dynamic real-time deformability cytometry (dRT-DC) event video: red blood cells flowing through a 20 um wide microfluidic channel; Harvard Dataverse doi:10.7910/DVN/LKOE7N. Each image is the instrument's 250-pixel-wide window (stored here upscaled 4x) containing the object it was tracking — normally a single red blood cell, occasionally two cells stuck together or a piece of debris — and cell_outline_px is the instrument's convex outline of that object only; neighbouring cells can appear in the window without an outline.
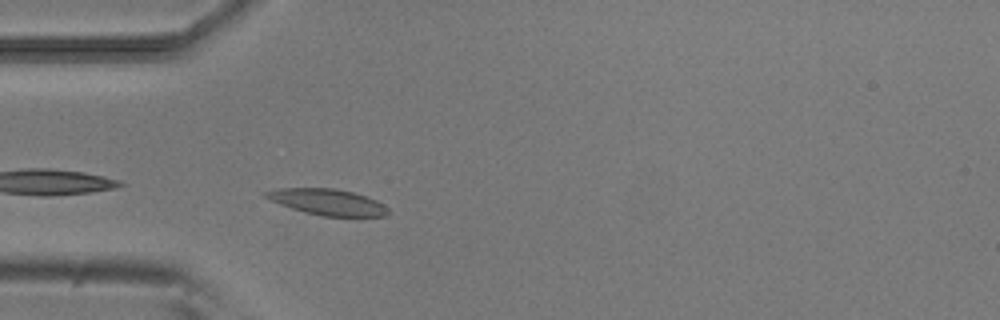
{"species": "common noctule bat (a hibernating species)", "species_latin": "Nyctalus noctula", "temperature_condition": "room temperature", "stored_images_in_passage": 39, "camera_frame_rate_fps": 3000, "um_per_image_px": 0.085, "animal": {"sex": "male", "body_mass_g": 20.5, "forearm_length_mm": 52.5}, "frame": {"image": 1, "passage_image": 2, "time_ms": 0.333, "image_size_px": [1000, 320], "cell_outline_px": [[388, 216], [320, 216], [304, 212], [292, 208], [272, 200], [264, 196], [264, 192], [280, 188], [332, 188], [352, 192], [376, 200], [384, 204], [388, 208]], "centroid_in_image_um": [27.87, 17.17], "position_along_channel_um": 57.1, "area_um2": 18.32}}
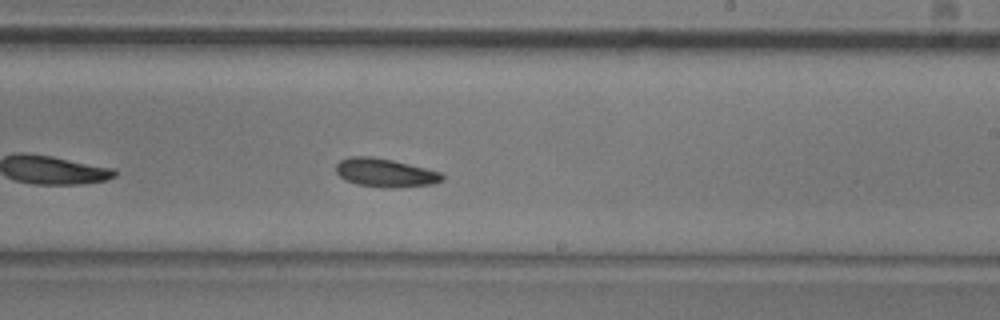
{"frame": {"image": 2, "passage_image": 18, "time_ms": 5.667, "image_size_px": [1000, 320], "cell_outline_px": [[444, 180], [432, 184], [396, 188], [384, 188], [356, 184], [344, 180], [336, 172], [336, 164], [340, 160], [348, 156], [372, 156], [392, 160], [440, 172], [444, 176]], "centroid_in_image_um": [32.71, 14.69], "position_along_channel_um": 256.3, "area_um2": 17.74}}
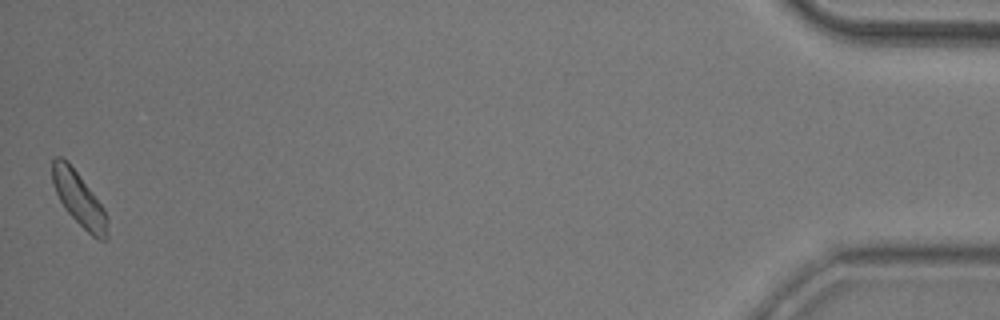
{"frame": {"image": 3, "passage_image": 39, "time_ms": 12.667, "image_size_px": [1000, 320], "cell_outline_px": [[108, 240], [100, 240], [92, 236], [64, 208], [52, 184], [52, 160], [56, 156], [60, 156], [68, 160], [104, 208], [108, 216]], "centroid_in_image_um": [6.73, 16.91], "position_along_channel_um": 428.5, "area_um2": 17.34}, "authors_computed_cell_mechanics": {"area_um2": 17.2244, "velocity_mm_per_s": 3.8059, "shape_relaxation_time_tau1_ms": 3.7146, "shape_relaxation_time_tau2_ms": null, "deformation_change_tau1": 0.0881, "deformation_change_tau2": null}}